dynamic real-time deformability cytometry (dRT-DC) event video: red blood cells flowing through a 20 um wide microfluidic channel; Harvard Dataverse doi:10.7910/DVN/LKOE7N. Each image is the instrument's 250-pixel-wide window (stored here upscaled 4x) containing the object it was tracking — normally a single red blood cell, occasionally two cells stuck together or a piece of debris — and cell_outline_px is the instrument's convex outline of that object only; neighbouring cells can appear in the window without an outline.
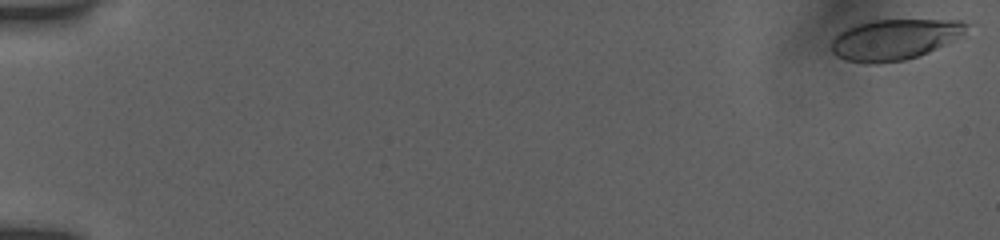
{"species": "human", "species_latin": "Homo sapiens", "temperature_condition": "room temperature", "stored_images_in_passage": 54, "camera_frame_rate_fps": 3000, "um_per_image_px": 0.085, "donor": {"sex": "female"}, "frame": {"image": 1, "passage_image": 1, "time_ms": 0.0, "image_size_px": [1000, 240], "cell_outline_px": [[968, 24], [964, 32], [944, 44], [928, 52], [904, 60], [876, 64], [864, 64], [844, 60], [836, 56], [832, 52], [832, 40], [840, 32], [856, 24], [872, 20], [960, 20]], "centroid_in_image_um": [75.96, 3.36], "position_along_channel_um": 9.0, "area_um2": 31.67}}
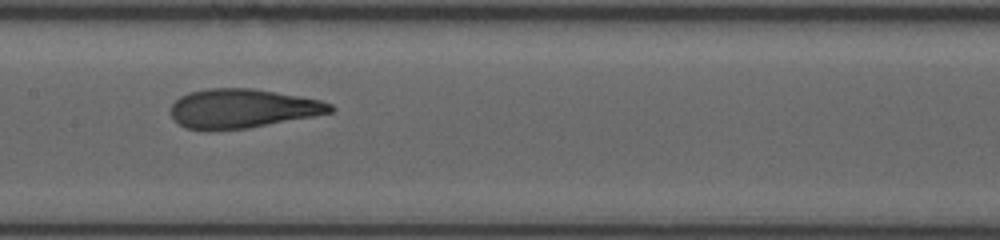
{"frame": {"image": 2, "passage_image": 29, "time_ms": 9.333, "image_size_px": [1000, 240], "cell_outline_px": [[336, 108], [332, 112], [312, 116], [248, 128], [208, 132], [204, 132], [184, 128], [172, 116], [172, 104], [180, 96], [188, 92], [208, 88], [252, 88], [276, 92], [320, 100], [332, 104]], "centroid_in_image_um": [20.56, 9.24], "position_along_channel_um": 186.8, "area_um2": 36.59}}
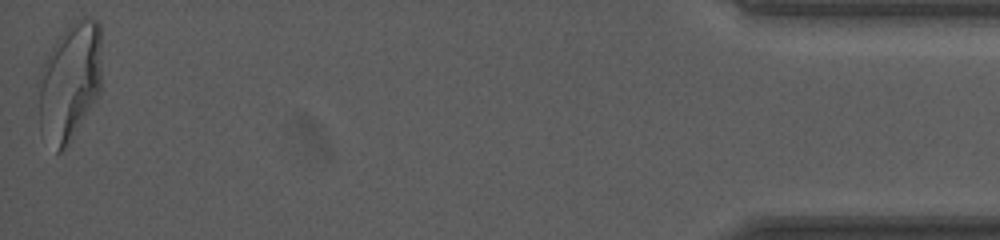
{"frame": {"image": 3, "passage_image": 54, "time_ms": 17.667, "image_size_px": [1000, 240], "cell_outline_px": [[100, 92], [68, 144], [60, 152], [56, 152], [40, 132], [36, 84], [36, 80], [48, 52], [64, 28], [80, 16], [96, 20], [100, 24]], "centroid_in_image_um": [5.87, 6.93], "position_along_channel_um": 429.3, "area_um2": 44.16}, "authors_computed_cell_mechanics": {"area_um2": 36.414, "velocity_mm_per_s": 3.9007, "shape_relaxation_time_tau1_ms": 5.4533, "shape_relaxation_time_tau2_ms": 1.1262, "deformation_change_tau1": 0.2407, "deformation_change_tau2": 0.0938}}